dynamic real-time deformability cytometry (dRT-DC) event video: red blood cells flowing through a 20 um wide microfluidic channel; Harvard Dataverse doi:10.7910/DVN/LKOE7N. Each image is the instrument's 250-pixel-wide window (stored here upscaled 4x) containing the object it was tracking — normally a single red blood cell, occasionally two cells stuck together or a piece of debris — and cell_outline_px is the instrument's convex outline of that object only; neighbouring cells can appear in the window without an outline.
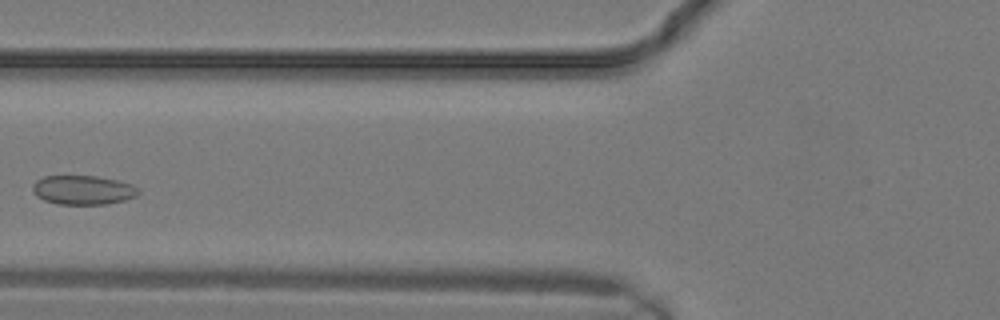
{"species": "common noctule bat (a hibernating species)", "species_latin": "Nyctalus noctula", "temperature_condition": "warm", "stored_images_in_passage": 11, "camera_frame_rate_fps": 3000, "um_per_image_px": 0.085, "animal": {"sex": "male", "body_mass_g": 19.2, "forearm_length_mm": 51.8}, "frame": {"image": 1, "passage_image": 7, "time_ms": 2.0, "image_size_px": [1000, 320], "cell_outline_px": [[140, 192], [136, 196], [124, 200], [104, 204], [56, 204], [44, 200], [36, 196], [32, 192], [32, 184], [36, 180], [44, 176], [96, 176], [116, 180], [132, 184], [140, 188]], "centroid_in_image_um": [7.04, 16.15], "position_along_channel_um": 118.8, "area_um2": 18.09}}
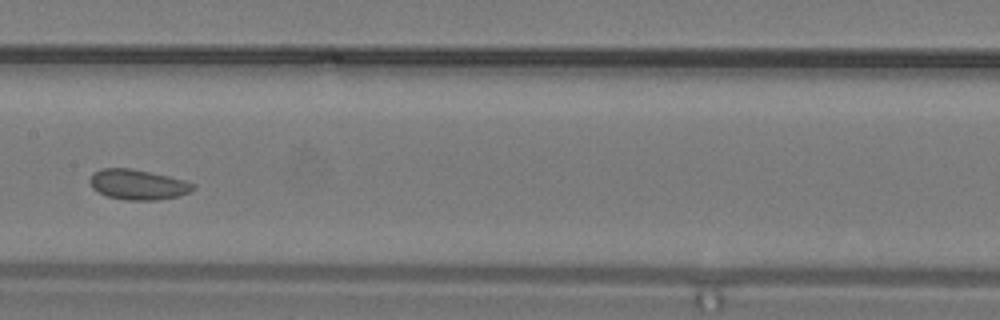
{"frame": {"image": 2, "passage_image": 10, "time_ms": 3.0, "image_size_px": [1000, 320], "cell_outline_px": [[196, 188], [188, 192], [176, 196], [156, 200], [128, 200], [108, 196], [92, 188], [88, 180], [92, 172], [100, 168], [132, 168], [168, 176], [184, 180], [196, 184]], "centroid_in_image_um": [11.69, 15.67], "position_along_channel_um": 195.7, "area_um2": 18.15}}